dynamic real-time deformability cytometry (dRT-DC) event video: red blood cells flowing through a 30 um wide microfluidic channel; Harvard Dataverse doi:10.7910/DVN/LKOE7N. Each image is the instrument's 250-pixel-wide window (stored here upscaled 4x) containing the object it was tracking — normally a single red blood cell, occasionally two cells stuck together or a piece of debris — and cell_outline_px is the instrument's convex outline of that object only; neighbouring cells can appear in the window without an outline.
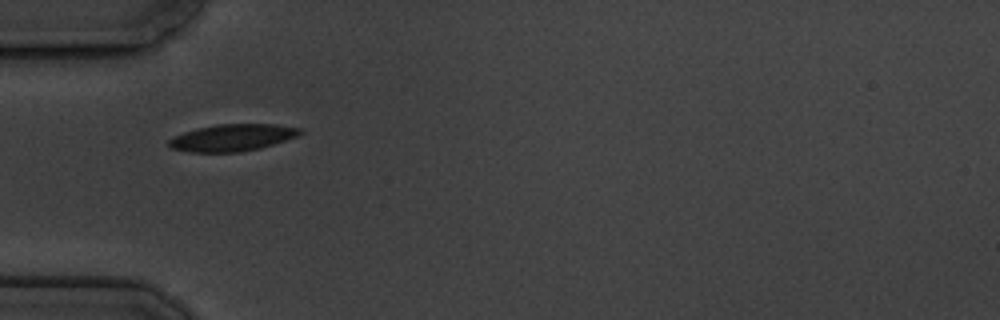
{"species": "common noctule bat (a hibernating species)", "species_latin": "Nyctalus noctula", "temperature_condition": "cold", "stored_images_in_passage": 1, "camera_frame_rate_fps": 3000, "um_per_image_px": 0.085, "animal": {"sex": "male", "body_mass_g": 19.5, "forearm_length_mm": 54.6}, "frame": {"image": 1, "passage_image": 1, "time_ms": 0.0, "image_size_px": [1000, 320], "cell_outline_px": [[304, 132], [296, 136], [260, 148], [240, 152], [188, 152], [168, 148], [168, 140], [184, 132], [196, 128], [216, 124], [276, 124], [300, 128]], "centroid_in_image_um": [19.71, 11.7], "position_along_channel_um": 65.3, "area_um2": 20.58}}